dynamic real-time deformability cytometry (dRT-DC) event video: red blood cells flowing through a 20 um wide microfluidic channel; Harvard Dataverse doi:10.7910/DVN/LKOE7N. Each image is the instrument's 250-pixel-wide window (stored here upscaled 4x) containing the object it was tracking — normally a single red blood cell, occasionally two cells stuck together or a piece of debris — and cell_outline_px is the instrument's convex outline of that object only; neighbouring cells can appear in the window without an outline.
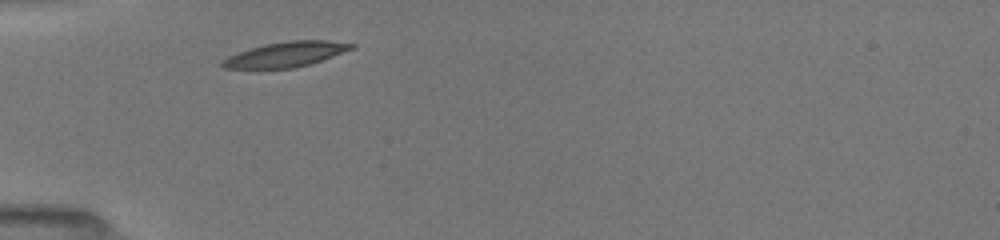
{"species": "common noctule bat (a hibernating species)", "species_latin": "Nyctalus noctula", "temperature_condition": "room temperature", "stored_images_in_passage": 36, "camera_frame_rate_fps": 3000, "um_per_image_px": 0.085, "animal": {"sex": "female", "body_mass_g": 19.5, "forearm_length_mm": 54.1}, "frame": {"image": 1, "passage_image": 1, "time_ms": 0.0, "image_size_px": [1000, 240], "cell_outline_px": [[356, 48], [308, 64], [292, 68], [220, 68], [220, 60], [228, 56], [264, 44], [292, 40], [328, 40], [356, 44]], "centroid_in_image_um": [24.29, 4.61], "position_along_channel_um": 60.7, "area_um2": 18.67}}
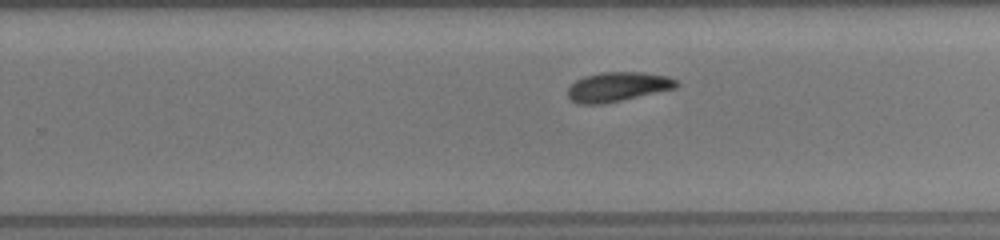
{"frame": {"image": 2, "passage_image": 18, "time_ms": 5.667, "image_size_px": [1000, 240], "cell_outline_px": [[680, 84], [676, 88], [604, 104], [576, 104], [568, 96], [568, 88], [576, 80], [584, 76], [600, 72], [640, 72], [668, 76], [676, 80]], "centroid_in_image_um": [52.5, 7.38], "position_along_channel_um": 277.3, "area_um2": 18.67}}
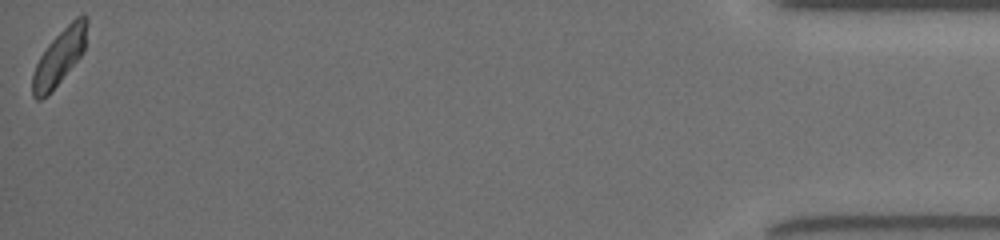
{"frame": {"image": 3, "passage_image": 36, "time_ms": 11.667, "image_size_px": [1000, 240], "cell_outline_px": [[88, 24], [84, 52], [60, 80], [40, 100], [36, 100], [32, 96], [32, 76], [36, 64], [40, 56], [48, 44], [76, 16], [84, 16], [88, 20]], "centroid_in_image_um": [5.05, 4.82], "position_along_channel_um": 430.1, "area_um2": 17.11}, "authors_computed_cell_mechanics": {"area_um2": 18.4093, "velocity_mm_per_s": 3.9576, "shape_relaxation_time_tau1_ms": 2.7403, "shape_relaxation_time_tau2_ms": 6.8838, "deformation_change_tau1": 0.1158, "deformation_change_tau2": 0.1356}}